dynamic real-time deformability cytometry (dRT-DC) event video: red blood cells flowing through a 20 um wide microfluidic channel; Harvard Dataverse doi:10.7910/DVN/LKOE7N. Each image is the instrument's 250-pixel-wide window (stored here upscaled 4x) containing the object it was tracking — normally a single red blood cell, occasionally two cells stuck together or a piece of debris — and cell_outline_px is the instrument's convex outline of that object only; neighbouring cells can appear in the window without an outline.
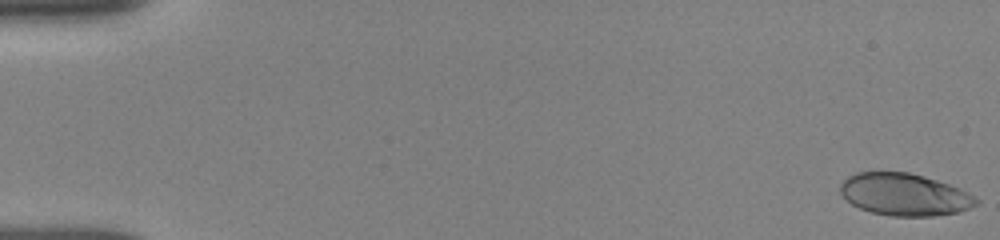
{"species": "human", "species_latin": "Homo sapiens", "temperature_condition": "room temperature", "stored_images_in_passage": 31, "camera_frame_rate_fps": 3000, "um_per_image_px": 0.085, "donor": {"sex": "female"}, "frame": {"image": 1, "passage_image": 1, "time_ms": 0.0, "image_size_px": [1000, 240], "cell_outline_px": [[980, 204], [960, 212], [932, 216], [892, 216], [872, 212], [860, 208], [852, 204], [840, 192], [840, 184], [848, 176], [856, 172], [908, 172], [924, 176], [960, 188], [968, 192], [980, 200]], "centroid_in_image_um": [76.92, 16.54], "position_along_channel_um": 8.1, "area_um2": 33.47}}
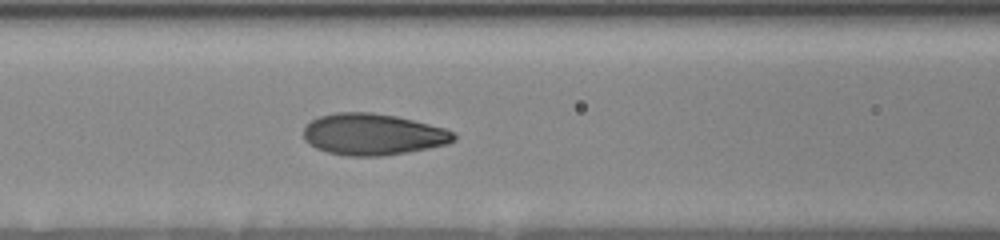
{"frame": {"image": 2, "passage_image": 19, "time_ms": 7.333, "image_size_px": [1000, 240], "cell_outline_px": [[456, 140], [448, 144], [428, 148], [384, 156], [348, 156], [328, 152], [316, 148], [308, 144], [304, 140], [304, 128], [312, 120], [320, 116], [336, 112], [372, 112], [396, 116], [444, 128], [452, 132], [456, 136]], "centroid_in_image_um": [31.68, 11.42], "position_along_channel_um": 134.9, "area_um2": 36.24}}
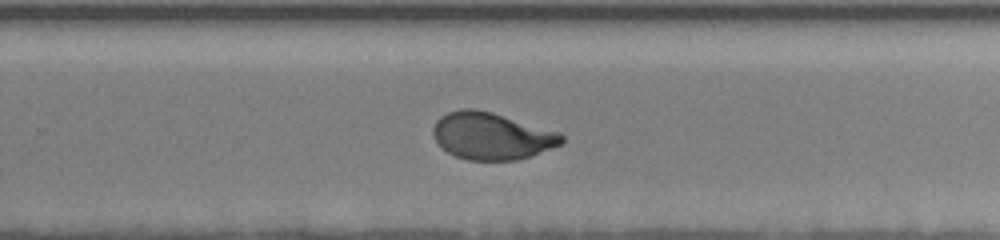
{"frame": {"image": 3, "passage_image": 31, "time_ms": 11.333, "image_size_px": [1000, 240], "cell_outline_px": [[564, 140], [560, 144], [552, 148], [516, 160], [468, 160], [456, 156], [440, 148], [432, 132], [432, 128], [436, 120], [440, 116], [448, 112], [460, 108], [476, 108], [492, 112], [560, 132], [564, 136]], "centroid_in_image_um": [41.75, 11.54], "position_along_channel_um": 288.0, "area_um2": 35.32}}